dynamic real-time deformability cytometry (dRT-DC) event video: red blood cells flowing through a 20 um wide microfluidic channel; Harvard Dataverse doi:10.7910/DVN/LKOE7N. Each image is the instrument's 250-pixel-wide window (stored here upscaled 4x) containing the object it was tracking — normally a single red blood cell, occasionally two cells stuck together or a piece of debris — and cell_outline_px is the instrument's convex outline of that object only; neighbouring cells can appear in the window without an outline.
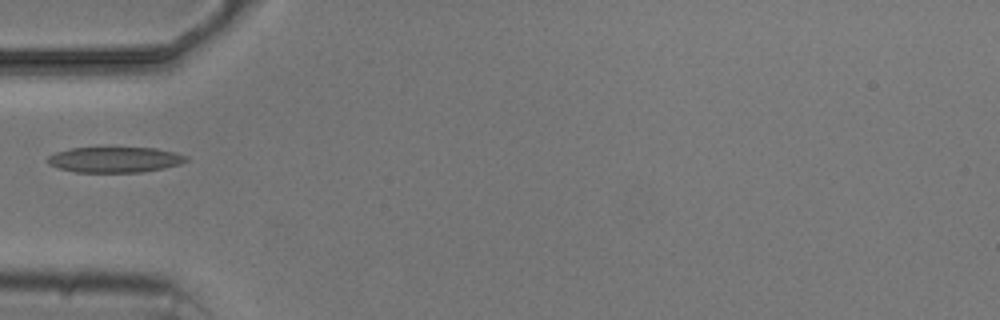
{"species": "common noctule bat (a hibernating species)", "species_latin": "Nyctalus noctula", "temperature_condition": "cold", "stored_images_in_passage": 1, "camera_frame_rate_fps": 3000, "um_per_image_px": 0.085, "animal": {"sex": "male", "body_mass_g": 20.5, "forearm_length_mm": 52.5}, "frame": {"image": 1, "passage_image": 1, "time_ms": 0.0, "image_size_px": [1000, 320], "cell_outline_px": [[188, 160], [180, 164], [164, 168], [140, 172], [76, 172], [60, 168], [48, 164], [44, 160], [48, 156], [56, 152], [68, 148], [156, 148], [176, 152], [188, 156]], "centroid_in_image_um": [9.75, 13.57], "position_along_channel_um": 75.2, "area_um2": 20.69}}